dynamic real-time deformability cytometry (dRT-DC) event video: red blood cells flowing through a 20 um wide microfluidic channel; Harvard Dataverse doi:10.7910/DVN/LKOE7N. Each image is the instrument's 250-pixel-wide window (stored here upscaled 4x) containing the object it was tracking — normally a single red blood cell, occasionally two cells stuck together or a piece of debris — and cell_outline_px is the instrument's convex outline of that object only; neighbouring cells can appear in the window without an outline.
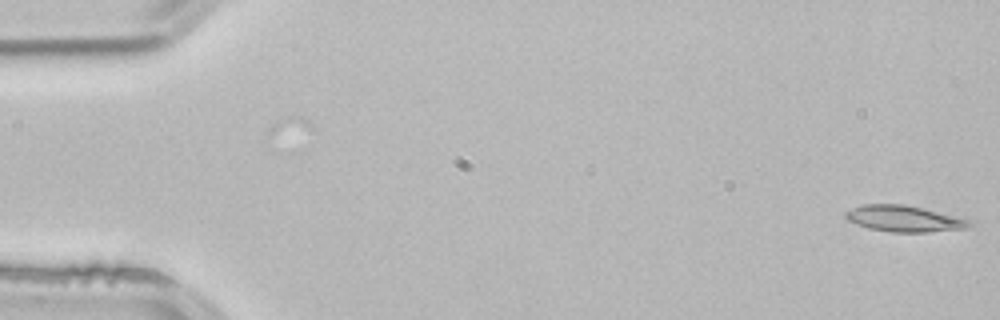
{"species": "common noctule bat (a hibernating species)", "species_latin": "Nyctalus noctula", "temperature_condition": "room temperature", "stored_images_in_passage": 4, "camera_frame_rate_fps": 3000, "um_per_image_px": 0.085, "animal": {"sex": "male", "body_mass_g": 21.5, "forearm_length_mm": 52.0}, "frame": {"image": 1, "passage_image": 1, "time_ms": 0.0, "image_size_px": [1000, 320], "cell_outline_px": [[972, 224], [968, 228], [928, 232], [888, 232], [868, 228], [856, 224], [848, 220], [844, 216], [844, 212], [852, 208], [864, 204], [904, 204], [968, 220]], "centroid_in_image_um": [76.76, 18.59], "position_along_channel_um": 8.2, "area_um2": 18.61}}
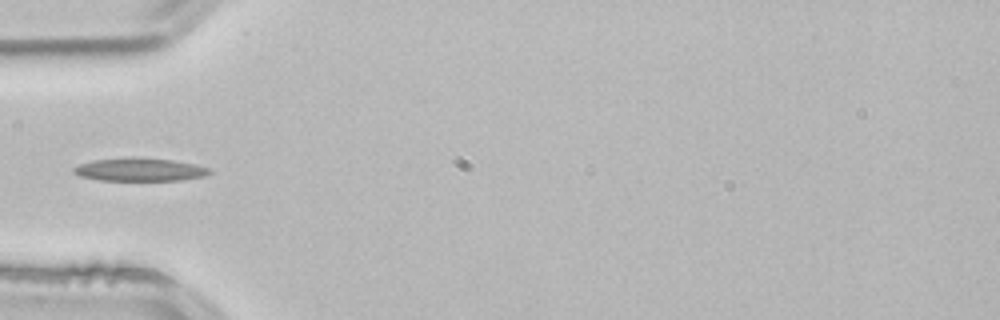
{"frame": {"image": 2, "passage_image": 4, "time_ms": 1.0, "image_size_px": [1000, 320], "cell_outline_px": [[212, 172], [204, 176], [180, 180], [100, 180], [80, 176], [72, 172], [72, 168], [80, 164], [92, 160], [132, 156], [172, 160], [192, 164], [208, 168]], "centroid_in_image_um": [11.82, 14.4], "position_along_channel_um": 73.2, "area_um2": 18.26}}